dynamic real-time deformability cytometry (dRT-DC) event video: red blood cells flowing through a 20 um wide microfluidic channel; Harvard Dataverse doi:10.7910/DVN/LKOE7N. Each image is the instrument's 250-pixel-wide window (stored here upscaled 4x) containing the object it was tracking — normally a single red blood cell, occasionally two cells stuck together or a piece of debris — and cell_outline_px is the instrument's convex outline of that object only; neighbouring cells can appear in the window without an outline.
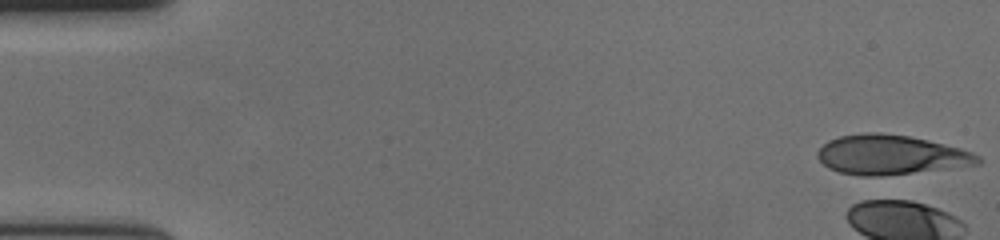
{"species": "human", "species_latin": "Homo sapiens", "temperature_condition": "cold", "stored_images_in_passage": 2, "camera_frame_rate_fps": 3000, "um_per_image_px": 0.085, "donor": {"sex": "female"}, "frame": {"image": 1, "passage_image": 1, "time_ms": 0.0, "image_size_px": [1000, 240], "cell_outline_px": [[984, 160], [980, 164], [948, 168], [880, 176], [860, 176], [840, 172], [828, 168], [816, 156], [816, 152], [828, 140], [840, 136], [868, 132], [880, 132], [908, 136], [928, 140], [960, 148], [972, 152], [980, 156]], "centroid_in_image_um": [75.71, 13.16], "position_along_channel_um": 9.3, "area_um2": 36.93}}